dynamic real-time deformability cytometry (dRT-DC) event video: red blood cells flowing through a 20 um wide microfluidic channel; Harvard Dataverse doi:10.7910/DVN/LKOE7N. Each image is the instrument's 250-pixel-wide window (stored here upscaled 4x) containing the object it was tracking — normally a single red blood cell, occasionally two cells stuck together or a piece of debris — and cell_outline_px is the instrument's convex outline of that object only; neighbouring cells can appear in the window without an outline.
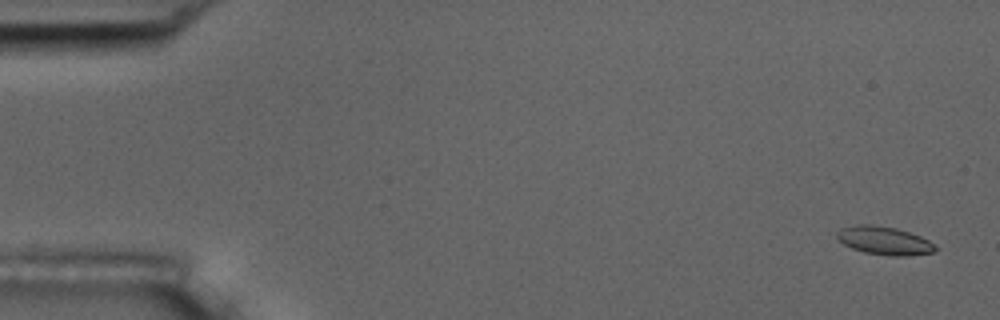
{"species": "common noctule bat (a hibernating species)", "species_latin": "Nyctalus noctula", "temperature_condition": "room temperature", "stored_images_in_passage": 8, "camera_frame_rate_fps": 3000, "um_per_image_px": 0.085, "animal": {"sex": "male", "body_mass_g": 17.5, "forearm_length_mm": 52.3}, "frame": {"image": 1, "passage_image": 1, "time_ms": 0.0, "image_size_px": [1000, 320], "cell_outline_px": [[936, 252], [908, 256], [892, 256], [864, 252], [852, 248], [844, 244], [836, 236], [836, 232], [840, 228], [860, 224], [872, 224], [896, 228], [920, 236], [928, 240], [936, 248]], "centroid_in_image_um": [75.15, 20.45], "position_along_channel_um": 9.8, "area_um2": 16.13}}
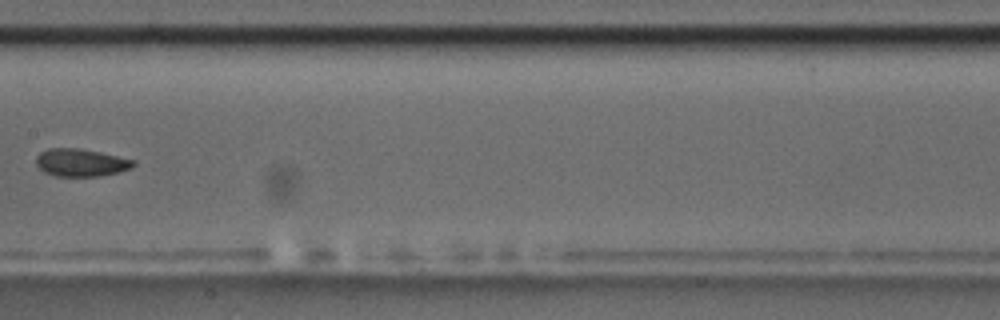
{"frame": {"image": 2, "passage_image": 8, "time_ms": 9.0, "image_size_px": [1000, 320], "cell_outline_px": [[136, 164], [132, 168], [120, 172], [100, 176], [56, 176], [44, 172], [36, 164], [36, 156], [40, 152], [48, 148], [80, 148], [100, 152], [136, 160]], "centroid_in_image_um": [6.9, 13.82], "position_along_channel_um": 200.5, "area_um2": 15.84}}